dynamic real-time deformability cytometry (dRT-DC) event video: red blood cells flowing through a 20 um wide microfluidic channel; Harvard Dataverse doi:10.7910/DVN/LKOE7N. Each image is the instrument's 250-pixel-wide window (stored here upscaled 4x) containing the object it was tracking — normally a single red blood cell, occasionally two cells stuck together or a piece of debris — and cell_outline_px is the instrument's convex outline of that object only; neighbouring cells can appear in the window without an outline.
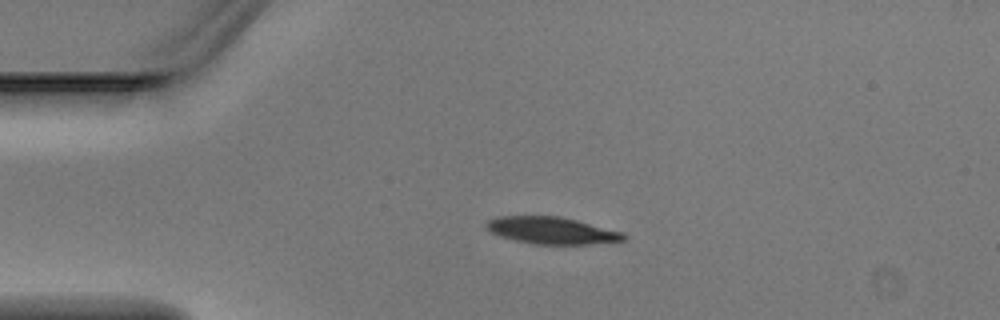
{"species": "Egyptian fruit bat (a non-hibernating species)", "species_latin": "Rousettus aegyptiacus", "temperature_condition": "warm", "stored_images_in_passage": 3, "camera_frame_rate_fps": 3000, "um_per_image_px": 0.085, "animal": {"sex": "male"}, "frame": {"image": 1, "passage_image": 2, "time_ms": 0.333, "image_size_px": [1000, 320], "cell_outline_px": [[628, 236], [624, 240], [588, 244], [536, 244], [516, 240], [500, 236], [484, 228], [484, 224], [488, 220], [496, 216], [560, 216], [624, 232]], "centroid_in_image_um": [46.88, 19.58], "position_along_channel_um": 38.1, "area_um2": 21.56}}